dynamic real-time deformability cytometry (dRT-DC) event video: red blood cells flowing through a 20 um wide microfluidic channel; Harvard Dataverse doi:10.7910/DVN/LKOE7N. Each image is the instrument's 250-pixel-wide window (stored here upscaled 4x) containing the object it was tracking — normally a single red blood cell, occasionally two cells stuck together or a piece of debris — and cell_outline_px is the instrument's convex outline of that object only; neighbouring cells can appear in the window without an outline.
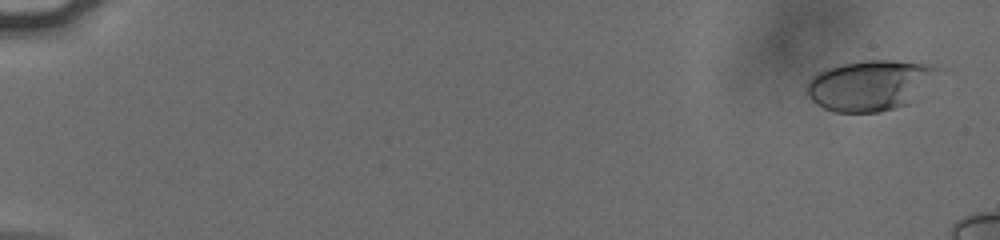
{"species": "human", "species_latin": "Homo sapiens", "temperature_condition": "cold", "stored_images_in_passage": 18, "camera_frame_rate_fps": 3000, "um_per_image_px": 0.085, "donor": {"sex": "male"}, "frame": {"image": 1, "passage_image": 3, "time_ms": 0.667, "image_size_px": [1000, 240], "cell_outline_px": [[940, 68], [908, 104], [880, 112], [832, 112], [816, 104], [804, 92], [804, 84], [816, 72], [840, 64], [864, 60], [892, 60], [932, 64]], "centroid_in_image_um": [73.82, 7.24], "position_along_channel_um": 11.2, "area_um2": 38.38}}